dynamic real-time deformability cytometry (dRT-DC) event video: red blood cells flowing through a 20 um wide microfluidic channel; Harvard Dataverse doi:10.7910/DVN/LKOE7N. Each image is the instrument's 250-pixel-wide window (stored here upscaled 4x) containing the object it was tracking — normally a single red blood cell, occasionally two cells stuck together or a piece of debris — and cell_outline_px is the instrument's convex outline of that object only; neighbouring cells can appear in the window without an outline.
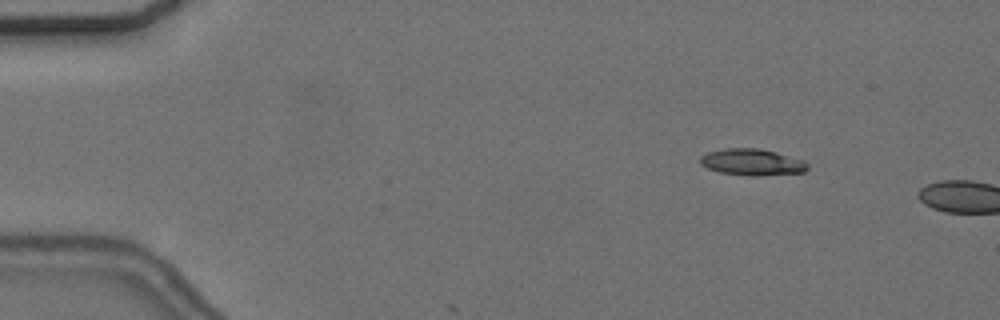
{"species": "common noctule bat (a hibernating species)", "species_latin": "Nyctalus noctula", "temperature_condition": "cold", "stored_images_in_passage": 9, "camera_frame_rate_fps": 3000, "um_per_image_px": 0.085, "animal": {"sex": "female", "body_mass_g": 24.6, "forearm_length_mm": 56.2}, "frame": {"image": 1, "passage_image": 7, "time_ms": 2.0, "image_size_px": [1000, 320], "cell_outline_px": [[808, 168], [804, 172], [756, 176], [748, 176], [720, 172], [708, 168], [700, 164], [700, 156], [708, 152], [724, 148], [760, 148], [776, 152], [804, 160], [808, 164]], "centroid_in_image_um": [63.92, 13.78], "position_along_channel_um": 21.1, "area_um2": 16.65}}